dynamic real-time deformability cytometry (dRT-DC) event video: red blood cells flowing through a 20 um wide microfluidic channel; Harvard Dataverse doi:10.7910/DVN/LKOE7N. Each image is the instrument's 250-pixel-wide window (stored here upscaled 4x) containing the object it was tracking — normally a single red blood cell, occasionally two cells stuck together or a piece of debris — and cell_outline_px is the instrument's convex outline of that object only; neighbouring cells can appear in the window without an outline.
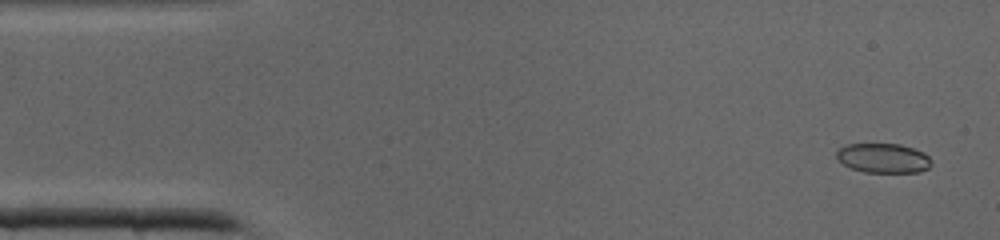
{"species": "common noctule bat (a hibernating species)", "species_latin": "Nyctalus noctula", "temperature_condition": "cold", "stored_images_in_passage": 41, "camera_frame_rate_fps": 3000, "um_per_image_px": 0.085, "animal": {"sex": "male", "body_mass_g": 19.0, "forearm_length_mm": 50.8}, "frame": {"image": 1, "passage_image": 2, "time_ms": 0.333, "image_size_px": [1000, 240], "cell_outline_px": [[932, 164], [928, 168], [920, 172], [864, 172], [852, 168], [844, 164], [836, 156], [836, 152], [840, 148], [848, 144], [900, 144], [924, 152], [932, 160]], "centroid_in_image_um": [75.12, 13.44], "position_along_channel_um": 9.9, "area_um2": 16.24}}
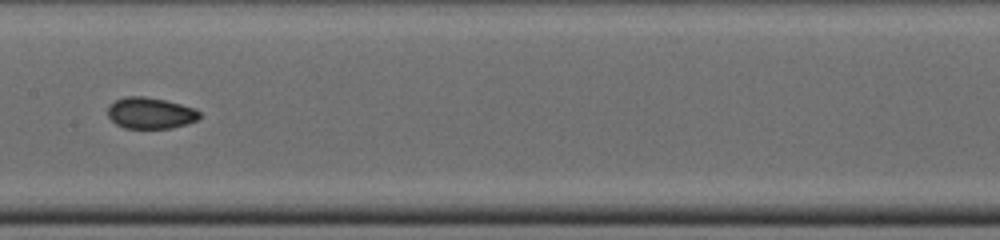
{"frame": {"image": 2, "passage_image": 20, "time_ms": 6.333, "image_size_px": [1000, 240], "cell_outline_px": [[200, 116], [196, 120], [172, 128], [124, 128], [116, 124], [108, 116], [108, 104], [124, 96], [144, 96], [164, 100], [196, 108], [200, 112]], "centroid_in_image_um": [12.76, 9.6], "position_along_channel_um": 194.6, "area_um2": 16.7}}
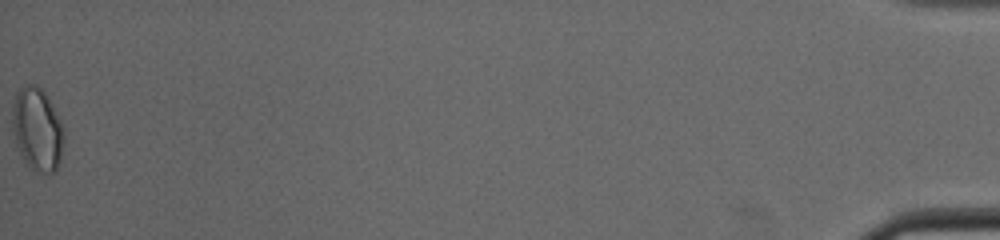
{"frame": {"image": 3, "passage_image": 41, "time_ms": 13.333, "image_size_px": [1000, 240], "cell_outline_px": [[64, 140], [60, 164], [56, 172], [48, 176], [40, 176], [28, 168], [20, 156], [12, 128], [12, 104], [16, 92], [24, 84], [36, 84], [44, 92], [52, 104], [64, 124]], "centroid_in_image_um": [3.18, 11.07], "position_along_channel_um": 432.0, "area_um2": 26.13}}